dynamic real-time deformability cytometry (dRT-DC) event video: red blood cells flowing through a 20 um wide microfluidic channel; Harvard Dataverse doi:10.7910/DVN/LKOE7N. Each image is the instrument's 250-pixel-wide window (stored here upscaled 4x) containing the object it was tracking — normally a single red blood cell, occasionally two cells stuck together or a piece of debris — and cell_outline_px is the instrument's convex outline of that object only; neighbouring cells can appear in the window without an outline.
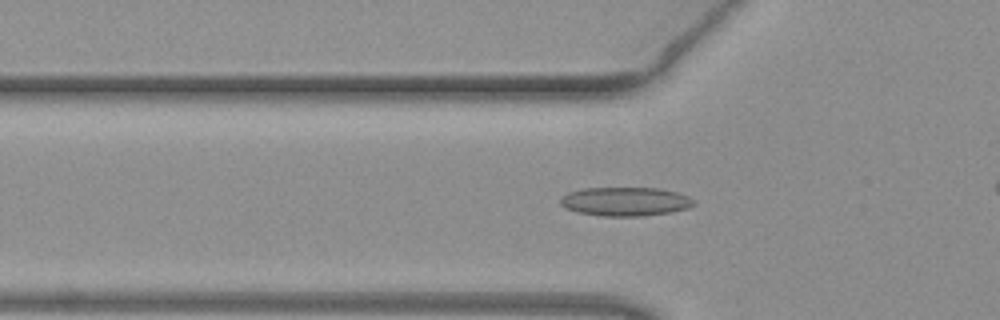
{"species": "common noctule bat (a hibernating species)", "species_latin": "Nyctalus noctula", "temperature_condition": "warm", "stored_images_in_passage": 42, "camera_frame_rate_fps": 3000, "um_per_image_px": 0.085, "animal": {"sex": "female", "body_mass_g": 19.3, "forearm_length_mm": 54.1}, "frame": {"image": 1, "passage_image": 17, "time_ms": 5.333, "image_size_px": [1000, 320], "cell_outline_px": [[696, 204], [688, 208], [672, 212], [644, 216], [600, 216], [576, 212], [564, 208], [560, 204], [560, 200], [568, 192], [584, 188], [656, 188], [676, 192], [688, 196], [696, 200]], "centroid_in_image_um": [53.16, 17.14], "position_along_channel_um": 72.6, "area_um2": 22.6}}
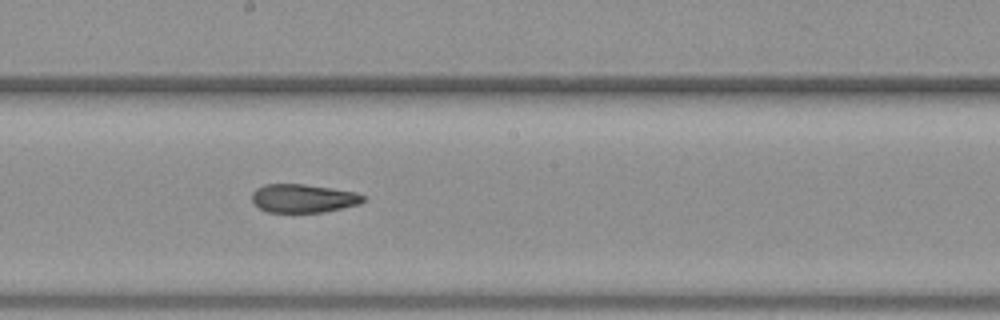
{"frame": {"image": 2, "passage_image": 28, "time_ms": 9.0, "image_size_px": [1000, 320], "cell_outline_px": [[364, 200], [360, 204], [324, 212], [268, 212], [252, 204], [252, 192], [256, 188], [264, 184], [304, 184], [332, 188], [356, 192], [364, 196]], "centroid_in_image_um": [25.75, 16.85], "position_along_channel_um": 222.4, "area_um2": 18.55}}
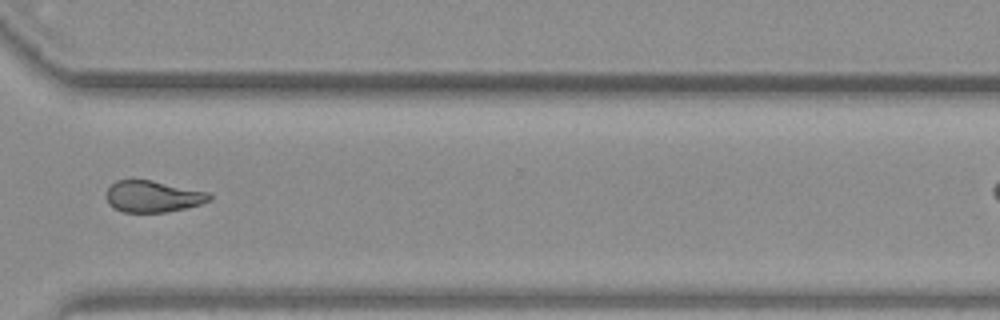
{"frame": {"image": 3, "passage_image": 38, "time_ms": 12.333, "image_size_px": [1000, 320], "cell_outline_px": [[212, 200], [200, 204], [168, 212], [124, 212], [108, 204], [108, 188], [116, 180], [152, 180], [208, 192], [212, 196]], "centroid_in_image_um": [13.03, 16.7], "position_along_channel_um": 357.6, "area_um2": 18.73}}